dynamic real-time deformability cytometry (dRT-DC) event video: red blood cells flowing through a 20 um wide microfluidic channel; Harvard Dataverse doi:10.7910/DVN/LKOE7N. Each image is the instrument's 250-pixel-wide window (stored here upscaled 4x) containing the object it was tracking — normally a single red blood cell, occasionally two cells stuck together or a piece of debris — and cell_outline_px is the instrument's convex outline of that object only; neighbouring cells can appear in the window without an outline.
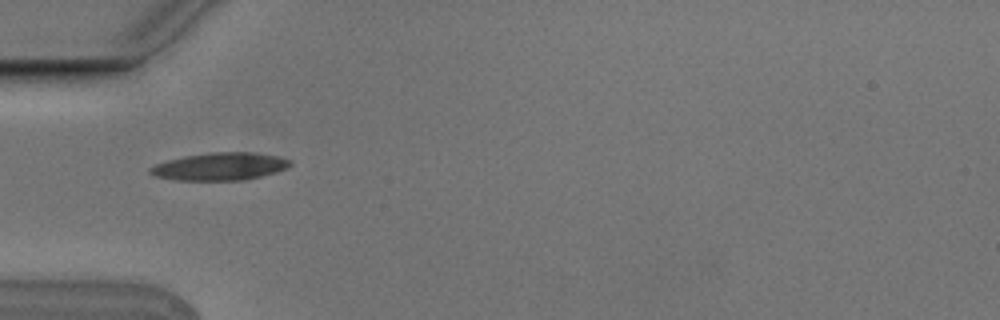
{"species": "Egyptian fruit bat (a non-hibernating species)", "species_latin": "Rousettus aegyptiacus", "temperature_condition": "cold", "stored_images_in_passage": 9, "camera_frame_rate_fps": 3000, "um_per_image_px": 0.085, "animal": {"sex": "male"}, "frame": {"image": 1, "passage_image": 4, "time_ms": 1.0, "image_size_px": [1000, 320], "cell_outline_px": [[292, 164], [288, 168], [276, 172], [244, 180], [176, 180], [156, 176], [148, 172], [148, 168], [156, 164], [168, 160], [184, 156], [212, 152], [252, 152], [280, 156], [292, 160]], "centroid_in_image_um": [18.73, 14.14], "position_along_channel_um": 66.3, "area_um2": 22.6}}
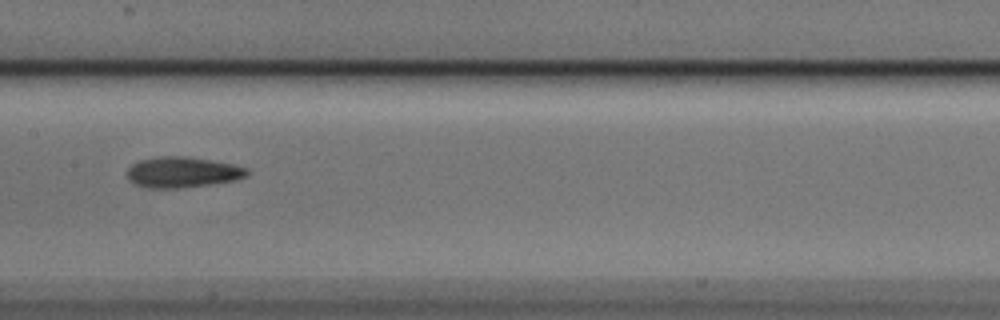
{"frame": {"image": 2, "passage_image": 7, "time_ms": 2.0, "image_size_px": [1000, 320], "cell_outline_px": [[248, 176], [236, 180], [180, 188], [148, 188], [136, 184], [128, 180], [128, 168], [132, 164], [140, 160], [160, 156], [184, 156], [232, 164], [248, 168]], "centroid_in_image_um": [15.5, 14.64], "position_along_channel_um": 191.9, "area_um2": 21.27}}
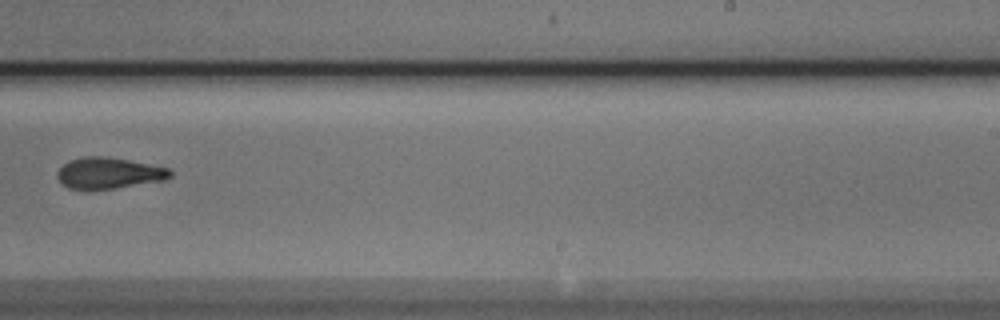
{"frame": {"image": 3, "passage_image": 9, "time_ms": 2.667, "image_size_px": [1000, 320], "cell_outline_px": [[172, 176], [164, 180], [112, 188], [68, 188], [60, 184], [56, 176], [56, 172], [68, 160], [84, 156], [104, 156], [128, 160], [168, 168], [172, 172]], "centroid_in_image_um": [9.2, 14.69], "position_along_channel_um": 279.8, "area_um2": 20.23}}